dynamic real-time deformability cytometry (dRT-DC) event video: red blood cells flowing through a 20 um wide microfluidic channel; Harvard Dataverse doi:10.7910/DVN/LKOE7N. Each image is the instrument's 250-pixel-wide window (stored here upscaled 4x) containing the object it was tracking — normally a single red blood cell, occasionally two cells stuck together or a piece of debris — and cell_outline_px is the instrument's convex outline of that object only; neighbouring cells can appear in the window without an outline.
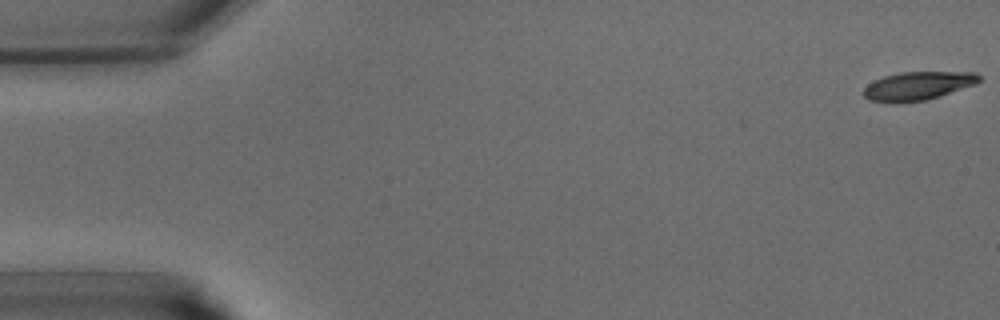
{"species": "common noctule bat (a hibernating species)", "species_latin": "Nyctalus noctula", "temperature_condition": "warm", "stored_images_in_passage": 11, "camera_frame_rate_fps": 3000, "um_per_image_px": 0.085, "animal": {"sex": "male", "body_mass_g": 15.6}, "frame": {"image": 1, "passage_image": 1, "time_ms": 0.0, "image_size_px": [1000, 320], "cell_outline_px": [[980, 80], [976, 84], [940, 96], [924, 100], [868, 100], [864, 96], [864, 88], [868, 84], [884, 76], [900, 72], [976, 72], [980, 76]], "centroid_in_image_um": [78.09, 7.25], "position_along_channel_um": 6.9, "area_um2": 18.44}}